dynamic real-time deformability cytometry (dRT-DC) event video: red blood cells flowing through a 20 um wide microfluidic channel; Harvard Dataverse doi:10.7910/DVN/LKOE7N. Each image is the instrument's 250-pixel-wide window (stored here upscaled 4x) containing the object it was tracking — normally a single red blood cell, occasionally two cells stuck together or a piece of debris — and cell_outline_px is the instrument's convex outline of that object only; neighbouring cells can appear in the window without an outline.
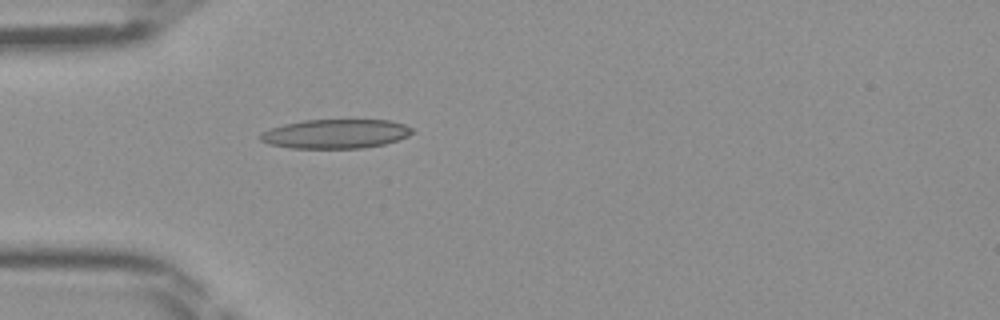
{"species": "Egyptian fruit bat (a non-hibernating species)", "species_latin": "Rousettus aegyptiacus", "temperature_condition": "room temperature", "stored_images_in_passage": 33, "camera_frame_rate_fps": 3000, "um_per_image_px": 0.085, "frame": {"image": 1, "passage_image": 1, "time_ms": 0.0, "image_size_px": [1000, 320], "cell_outline_px": [[412, 132], [408, 136], [384, 144], [360, 148], [292, 148], [268, 144], [260, 140], [260, 132], [284, 124], [304, 120], [388, 120], [404, 124], [412, 128]], "centroid_in_image_um": [28.5, 11.37], "position_along_channel_um": 56.5, "area_um2": 25.66}}
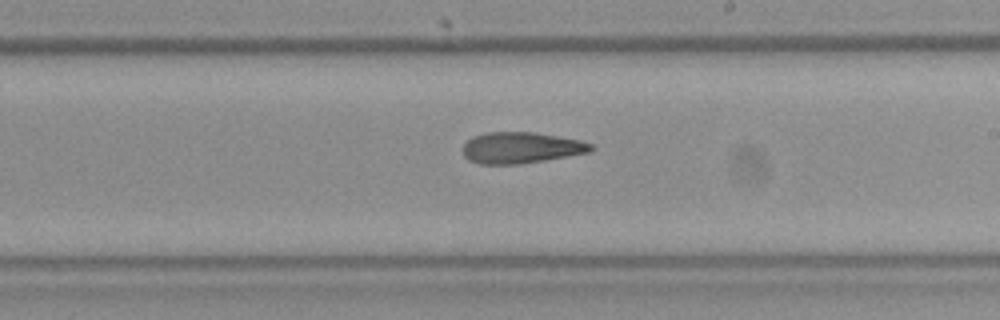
{"frame": {"image": 2, "passage_image": 14, "time_ms": 4.333, "image_size_px": [1000, 320], "cell_outline_px": [[596, 148], [592, 152], [520, 164], [476, 164], [468, 160], [464, 156], [464, 144], [472, 136], [488, 132], [532, 132], [580, 140], [592, 144]], "centroid_in_image_um": [44.3, 12.56], "position_along_channel_um": 244.7, "area_um2": 23.35}}
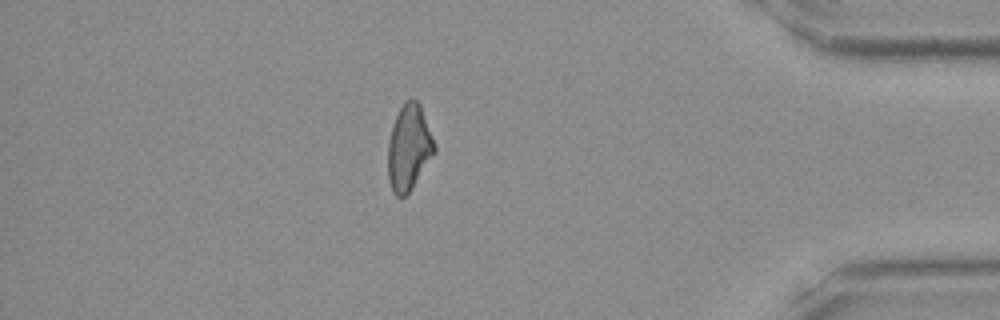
{"frame": {"image": 3, "passage_image": 27, "time_ms": 8.667, "image_size_px": [1000, 320], "cell_outline_px": [[436, 152], [412, 188], [404, 196], [396, 196], [392, 192], [388, 180], [388, 140], [392, 124], [404, 100], [416, 100], [420, 104], [436, 144]], "centroid_in_image_um": [34.76, 12.55], "position_along_channel_um": 400.4, "area_um2": 23.41}}